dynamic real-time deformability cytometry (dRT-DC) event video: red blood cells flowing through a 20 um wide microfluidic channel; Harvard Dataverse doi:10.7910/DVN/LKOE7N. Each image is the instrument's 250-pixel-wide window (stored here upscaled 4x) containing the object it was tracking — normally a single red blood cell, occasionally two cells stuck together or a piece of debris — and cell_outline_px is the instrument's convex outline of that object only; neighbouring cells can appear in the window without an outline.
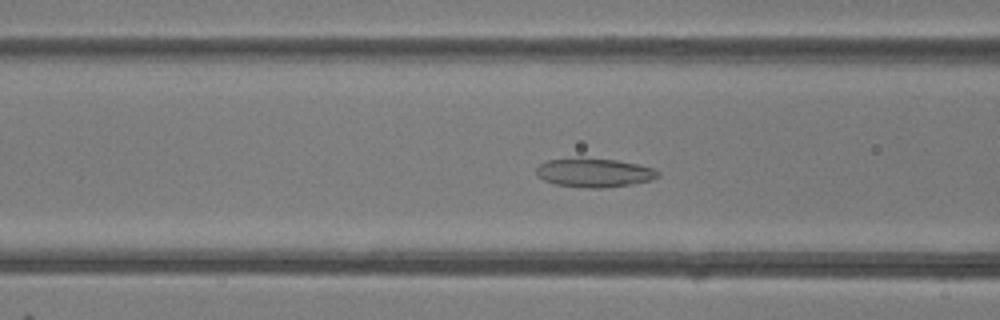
{"species": "common noctule bat (a hibernating species)", "species_latin": "Nyctalus noctula", "temperature_condition": "room temperature", "stored_images_in_passage": 49, "camera_frame_rate_fps": 3000, "um_per_image_px": 0.085, "animal": {"sex": "female"}, "frame": {"image": 1, "passage_image": 20, "time_ms": 6.333, "image_size_px": [1000, 320], "cell_outline_px": [[660, 176], [652, 180], [632, 184], [604, 188], [584, 188], [556, 184], [544, 180], [536, 176], [536, 168], [540, 164], [548, 160], [580, 156], [616, 160], [656, 168], [660, 172]], "centroid_in_image_um": [50.51, 14.66], "position_along_channel_um": 116.1, "area_um2": 20.98}}
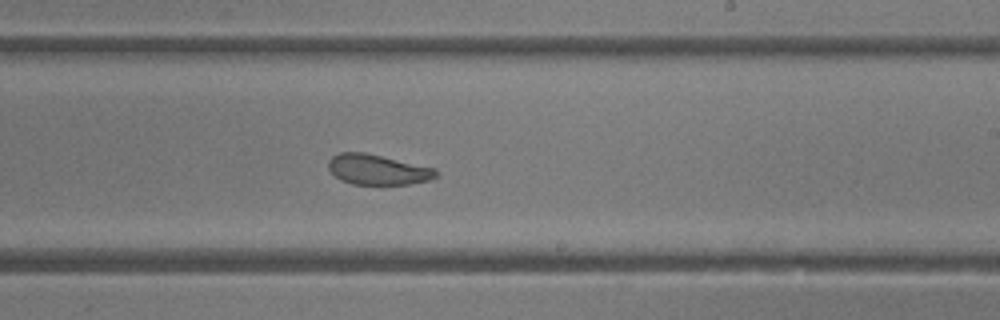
{"frame": {"image": 2, "passage_image": 30, "time_ms": 9.667, "image_size_px": [1000, 320], "cell_outline_px": [[440, 172], [436, 176], [428, 180], [408, 184], [352, 184], [340, 180], [328, 168], [328, 160], [332, 156], [340, 152], [364, 152], [436, 168]], "centroid_in_image_um": [32.1, 14.41], "position_along_channel_um": 256.9, "area_um2": 18.96}}
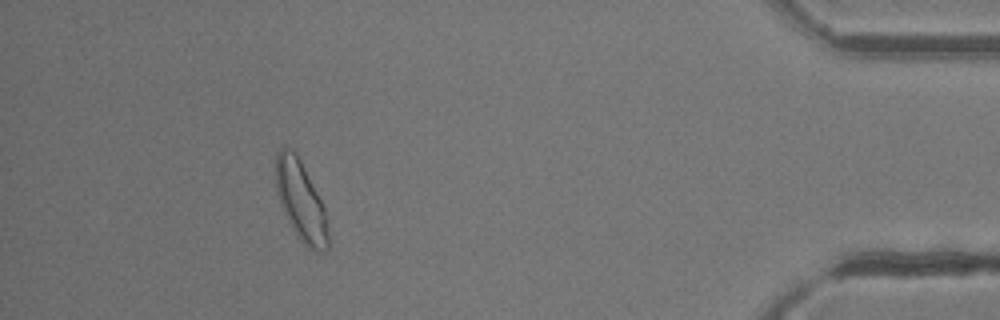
{"frame": {"image": 3, "passage_image": 45, "time_ms": 14.667, "image_size_px": [1000, 320], "cell_outline_px": [[328, 248], [324, 252], [320, 252], [308, 248], [300, 240], [292, 228], [280, 204], [276, 192], [276, 152], [284, 144], [292, 148], [296, 152], [324, 208], [328, 224]], "centroid_in_image_um": [25.55, 17.06], "position_along_channel_um": 409.6, "area_um2": 24.28}, "authors_computed_cell_mechanics": {"area_um2": 22.1374, "velocity_mm_per_s": 4.2273, "shape_relaxation_time_tau1_ms": 9.5708, "shape_relaxation_time_tau2_ms": 1.4577, "deformation_change_tau1": 0.1621, "deformation_change_tau2": 0.0704}}